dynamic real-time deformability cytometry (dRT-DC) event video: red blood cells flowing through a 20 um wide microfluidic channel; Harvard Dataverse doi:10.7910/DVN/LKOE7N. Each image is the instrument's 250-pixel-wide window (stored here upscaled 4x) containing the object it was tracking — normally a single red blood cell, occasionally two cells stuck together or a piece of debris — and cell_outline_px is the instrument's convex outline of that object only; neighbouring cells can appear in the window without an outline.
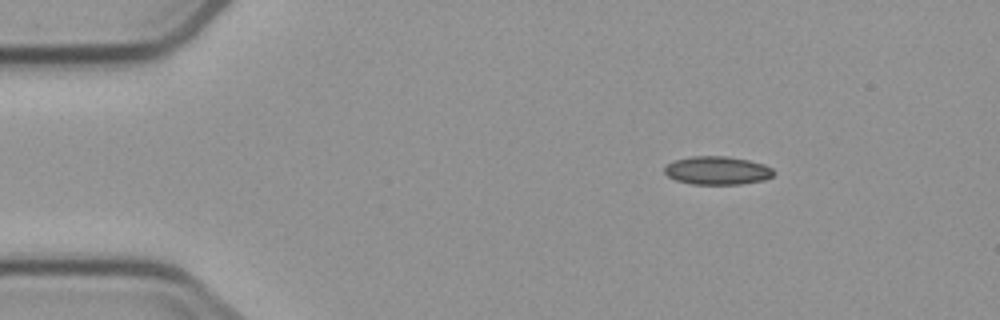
{"species": "common noctule bat (a hibernating species)", "species_latin": "Nyctalus noctula", "temperature_condition": "cold", "stored_images_in_passage": 3, "camera_frame_rate_fps": 3000, "um_per_image_px": 0.085, "animal": {"sex": "male", "body_mass_g": 23.1, "forearm_length_mm": 52.7}, "frame": {"image": 1, "passage_image": 1, "time_ms": 0.0, "image_size_px": [1000, 320], "cell_outline_px": [[776, 172], [772, 176], [764, 180], [740, 184], [692, 184], [676, 180], [668, 176], [664, 172], [664, 168], [668, 164], [676, 160], [692, 156], [728, 156], [748, 160], [764, 164], [772, 168]], "centroid_in_image_um": [60.99, 14.49], "position_along_channel_um": 24.0, "area_um2": 17.98}}